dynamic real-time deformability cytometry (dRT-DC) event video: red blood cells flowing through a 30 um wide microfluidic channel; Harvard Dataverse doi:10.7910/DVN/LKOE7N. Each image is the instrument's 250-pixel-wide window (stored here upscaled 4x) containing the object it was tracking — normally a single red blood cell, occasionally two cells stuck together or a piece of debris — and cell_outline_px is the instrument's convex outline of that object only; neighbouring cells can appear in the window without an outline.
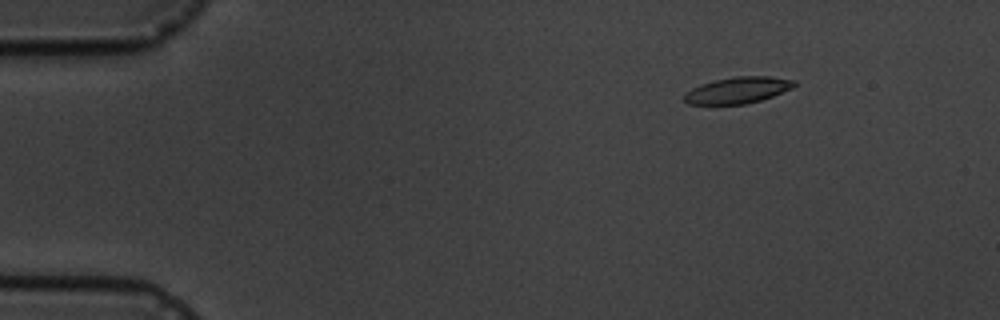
{"species": "common noctule bat (a hibernating species)", "species_latin": "Nyctalus noctula", "temperature_condition": "cold", "stored_images_in_passage": 7, "camera_frame_rate_fps": 3000, "um_per_image_px": 0.085, "animal": {"sex": "male", "body_mass_g": 19.5, "forearm_length_mm": 54.6}, "frame": {"image": 1, "passage_image": 3, "time_ms": 2.333, "image_size_px": [1000, 320], "cell_outline_px": [[796, 84], [792, 88], [772, 96], [760, 100], [744, 104], [688, 104], [684, 100], [684, 92], [700, 84], [716, 80], [736, 76], [768, 76], [796, 80]], "centroid_in_image_um": [62.7, 7.66], "position_along_channel_um": 22.3, "area_um2": 16.82}}
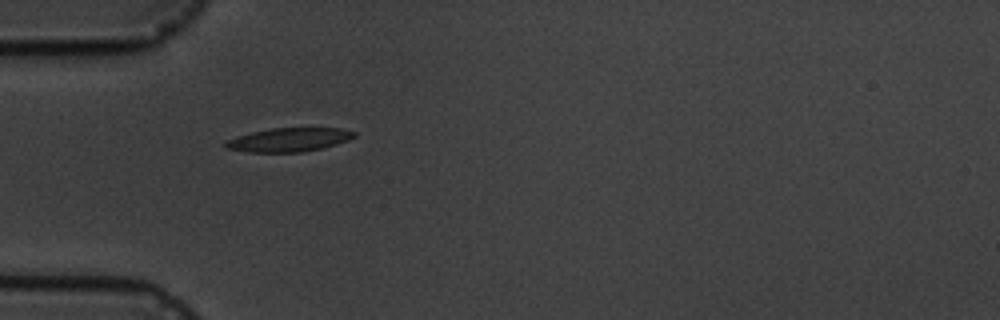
{"frame": {"image": 2, "passage_image": 6, "time_ms": 5.667, "image_size_px": [1000, 320], "cell_outline_px": [[356, 136], [348, 140], [336, 144], [320, 148], [300, 152], [248, 152], [224, 148], [220, 144], [224, 140], [236, 136], [252, 132], [272, 128], [340, 128], [356, 132]], "centroid_in_image_um": [24.47, 11.88], "position_along_channel_um": 60.5, "area_um2": 17.92}}
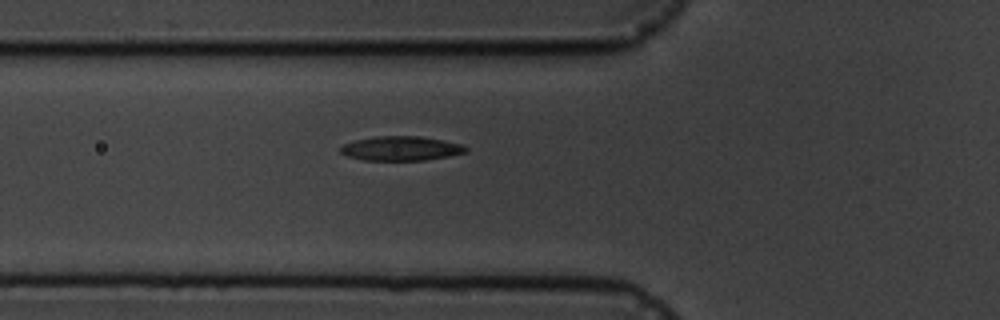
{"frame": {"image": 3, "passage_image": 7, "time_ms": 6.667, "image_size_px": [1000, 320], "cell_outline_px": [[468, 152], [448, 156], [424, 160], [364, 160], [348, 156], [340, 152], [340, 148], [344, 144], [356, 140], [376, 136], [420, 136], [444, 140], [464, 144], [468, 148]], "centroid_in_image_um": [34.14, 12.61], "position_along_channel_um": 91.7, "area_um2": 17.8}}